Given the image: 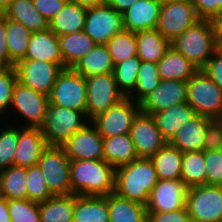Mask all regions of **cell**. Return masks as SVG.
<instances>
[{
    "label": "cell",
    "mask_w": 222,
    "mask_h": 222,
    "mask_svg": "<svg viewBox=\"0 0 222 222\" xmlns=\"http://www.w3.org/2000/svg\"><path fill=\"white\" fill-rule=\"evenodd\" d=\"M122 30L123 14L111 6L105 4L87 8L84 31L96 44H106Z\"/></svg>",
    "instance_id": "obj_13"
},
{
    "label": "cell",
    "mask_w": 222,
    "mask_h": 222,
    "mask_svg": "<svg viewBox=\"0 0 222 222\" xmlns=\"http://www.w3.org/2000/svg\"><path fill=\"white\" fill-rule=\"evenodd\" d=\"M212 119L197 114L186 122L169 142L182 153L204 150V136L207 124Z\"/></svg>",
    "instance_id": "obj_22"
},
{
    "label": "cell",
    "mask_w": 222,
    "mask_h": 222,
    "mask_svg": "<svg viewBox=\"0 0 222 222\" xmlns=\"http://www.w3.org/2000/svg\"><path fill=\"white\" fill-rule=\"evenodd\" d=\"M158 182L151 158L138 157L115 169V191L118 196L147 205L149 195Z\"/></svg>",
    "instance_id": "obj_2"
},
{
    "label": "cell",
    "mask_w": 222,
    "mask_h": 222,
    "mask_svg": "<svg viewBox=\"0 0 222 222\" xmlns=\"http://www.w3.org/2000/svg\"><path fill=\"white\" fill-rule=\"evenodd\" d=\"M70 161L61 146H48L39 159L37 165L53 196L72 194Z\"/></svg>",
    "instance_id": "obj_7"
},
{
    "label": "cell",
    "mask_w": 222,
    "mask_h": 222,
    "mask_svg": "<svg viewBox=\"0 0 222 222\" xmlns=\"http://www.w3.org/2000/svg\"><path fill=\"white\" fill-rule=\"evenodd\" d=\"M26 181L27 199L42 202L53 196L38 165L27 167Z\"/></svg>",
    "instance_id": "obj_42"
},
{
    "label": "cell",
    "mask_w": 222,
    "mask_h": 222,
    "mask_svg": "<svg viewBox=\"0 0 222 222\" xmlns=\"http://www.w3.org/2000/svg\"><path fill=\"white\" fill-rule=\"evenodd\" d=\"M222 90V47H220L202 68Z\"/></svg>",
    "instance_id": "obj_48"
},
{
    "label": "cell",
    "mask_w": 222,
    "mask_h": 222,
    "mask_svg": "<svg viewBox=\"0 0 222 222\" xmlns=\"http://www.w3.org/2000/svg\"><path fill=\"white\" fill-rule=\"evenodd\" d=\"M49 104L86 114V78L72 68H64L49 94Z\"/></svg>",
    "instance_id": "obj_10"
},
{
    "label": "cell",
    "mask_w": 222,
    "mask_h": 222,
    "mask_svg": "<svg viewBox=\"0 0 222 222\" xmlns=\"http://www.w3.org/2000/svg\"><path fill=\"white\" fill-rule=\"evenodd\" d=\"M74 194L52 196L39 202L40 222H73Z\"/></svg>",
    "instance_id": "obj_34"
},
{
    "label": "cell",
    "mask_w": 222,
    "mask_h": 222,
    "mask_svg": "<svg viewBox=\"0 0 222 222\" xmlns=\"http://www.w3.org/2000/svg\"><path fill=\"white\" fill-rule=\"evenodd\" d=\"M95 44L84 30L59 36L63 69L72 68Z\"/></svg>",
    "instance_id": "obj_32"
},
{
    "label": "cell",
    "mask_w": 222,
    "mask_h": 222,
    "mask_svg": "<svg viewBox=\"0 0 222 222\" xmlns=\"http://www.w3.org/2000/svg\"><path fill=\"white\" fill-rule=\"evenodd\" d=\"M109 222H147L146 206L111 193L106 196Z\"/></svg>",
    "instance_id": "obj_31"
},
{
    "label": "cell",
    "mask_w": 222,
    "mask_h": 222,
    "mask_svg": "<svg viewBox=\"0 0 222 222\" xmlns=\"http://www.w3.org/2000/svg\"><path fill=\"white\" fill-rule=\"evenodd\" d=\"M206 185L222 186V150H204Z\"/></svg>",
    "instance_id": "obj_45"
},
{
    "label": "cell",
    "mask_w": 222,
    "mask_h": 222,
    "mask_svg": "<svg viewBox=\"0 0 222 222\" xmlns=\"http://www.w3.org/2000/svg\"><path fill=\"white\" fill-rule=\"evenodd\" d=\"M187 103L199 115L222 119V90L202 69L187 81Z\"/></svg>",
    "instance_id": "obj_4"
},
{
    "label": "cell",
    "mask_w": 222,
    "mask_h": 222,
    "mask_svg": "<svg viewBox=\"0 0 222 222\" xmlns=\"http://www.w3.org/2000/svg\"><path fill=\"white\" fill-rule=\"evenodd\" d=\"M17 72L14 66L0 67V113L11 105L15 84L17 83Z\"/></svg>",
    "instance_id": "obj_44"
},
{
    "label": "cell",
    "mask_w": 222,
    "mask_h": 222,
    "mask_svg": "<svg viewBox=\"0 0 222 222\" xmlns=\"http://www.w3.org/2000/svg\"><path fill=\"white\" fill-rule=\"evenodd\" d=\"M137 56L141 61L158 63L171 47V43L157 30L136 32Z\"/></svg>",
    "instance_id": "obj_33"
},
{
    "label": "cell",
    "mask_w": 222,
    "mask_h": 222,
    "mask_svg": "<svg viewBox=\"0 0 222 222\" xmlns=\"http://www.w3.org/2000/svg\"><path fill=\"white\" fill-rule=\"evenodd\" d=\"M161 0H137L123 13L124 30L140 32L156 29Z\"/></svg>",
    "instance_id": "obj_20"
},
{
    "label": "cell",
    "mask_w": 222,
    "mask_h": 222,
    "mask_svg": "<svg viewBox=\"0 0 222 222\" xmlns=\"http://www.w3.org/2000/svg\"><path fill=\"white\" fill-rule=\"evenodd\" d=\"M182 157V151L167 142L151 158L158 180L181 179Z\"/></svg>",
    "instance_id": "obj_30"
},
{
    "label": "cell",
    "mask_w": 222,
    "mask_h": 222,
    "mask_svg": "<svg viewBox=\"0 0 222 222\" xmlns=\"http://www.w3.org/2000/svg\"><path fill=\"white\" fill-rule=\"evenodd\" d=\"M115 64L106 44H95L77 63L72 67L82 76L106 74L114 71Z\"/></svg>",
    "instance_id": "obj_26"
},
{
    "label": "cell",
    "mask_w": 222,
    "mask_h": 222,
    "mask_svg": "<svg viewBox=\"0 0 222 222\" xmlns=\"http://www.w3.org/2000/svg\"><path fill=\"white\" fill-rule=\"evenodd\" d=\"M147 213V222H193L186 207L172 212Z\"/></svg>",
    "instance_id": "obj_47"
},
{
    "label": "cell",
    "mask_w": 222,
    "mask_h": 222,
    "mask_svg": "<svg viewBox=\"0 0 222 222\" xmlns=\"http://www.w3.org/2000/svg\"><path fill=\"white\" fill-rule=\"evenodd\" d=\"M11 222H40L39 202L29 199L8 200Z\"/></svg>",
    "instance_id": "obj_41"
},
{
    "label": "cell",
    "mask_w": 222,
    "mask_h": 222,
    "mask_svg": "<svg viewBox=\"0 0 222 222\" xmlns=\"http://www.w3.org/2000/svg\"><path fill=\"white\" fill-rule=\"evenodd\" d=\"M106 45L115 65L137 55L135 32L122 30L114 35Z\"/></svg>",
    "instance_id": "obj_39"
},
{
    "label": "cell",
    "mask_w": 222,
    "mask_h": 222,
    "mask_svg": "<svg viewBox=\"0 0 222 222\" xmlns=\"http://www.w3.org/2000/svg\"><path fill=\"white\" fill-rule=\"evenodd\" d=\"M198 17L209 20L218 13V0H192Z\"/></svg>",
    "instance_id": "obj_50"
},
{
    "label": "cell",
    "mask_w": 222,
    "mask_h": 222,
    "mask_svg": "<svg viewBox=\"0 0 222 222\" xmlns=\"http://www.w3.org/2000/svg\"><path fill=\"white\" fill-rule=\"evenodd\" d=\"M104 138L92 124L75 132L61 147L70 160L103 159Z\"/></svg>",
    "instance_id": "obj_17"
},
{
    "label": "cell",
    "mask_w": 222,
    "mask_h": 222,
    "mask_svg": "<svg viewBox=\"0 0 222 222\" xmlns=\"http://www.w3.org/2000/svg\"><path fill=\"white\" fill-rule=\"evenodd\" d=\"M130 136L137 156L142 158H152L167 143L154 117L142 111L133 120Z\"/></svg>",
    "instance_id": "obj_14"
},
{
    "label": "cell",
    "mask_w": 222,
    "mask_h": 222,
    "mask_svg": "<svg viewBox=\"0 0 222 222\" xmlns=\"http://www.w3.org/2000/svg\"><path fill=\"white\" fill-rule=\"evenodd\" d=\"M82 116L87 117L82 111L49 104L40 126L48 146H61L75 132L82 129L86 125Z\"/></svg>",
    "instance_id": "obj_5"
},
{
    "label": "cell",
    "mask_w": 222,
    "mask_h": 222,
    "mask_svg": "<svg viewBox=\"0 0 222 222\" xmlns=\"http://www.w3.org/2000/svg\"><path fill=\"white\" fill-rule=\"evenodd\" d=\"M10 0H0V15H4L8 9Z\"/></svg>",
    "instance_id": "obj_56"
},
{
    "label": "cell",
    "mask_w": 222,
    "mask_h": 222,
    "mask_svg": "<svg viewBox=\"0 0 222 222\" xmlns=\"http://www.w3.org/2000/svg\"><path fill=\"white\" fill-rule=\"evenodd\" d=\"M23 59L40 60L57 63L63 68L60 53L59 36L52 30L32 32L26 55Z\"/></svg>",
    "instance_id": "obj_21"
},
{
    "label": "cell",
    "mask_w": 222,
    "mask_h": 222,
    "mask_svg": "<svg viewBox=\"0 0 222 222\" xmlns=\"http://www.w3.org/2000/svg\"><path fill=\"white\" fill-rule=\"evenodd\" d=\"M186 209L193 222H222V186L188 188Z\"/></svg>",
    "instance_id": "obj_8"
},
{
    "label": "cell",
    "mask_w": 222,
    "mask_h": 222,
    "mask_svg": "<svg viewBox=\"0 0 222 222\" xmlns=\"http://www.w3.org/2000/svg\"><path fill=\"white\" fill-rule=\"evenodd\" d=\"M18 141V128H7L0 132V171L14 165Z\"/></svg>",
    "instance_id": "obj_43"
},
{
    "label": "cell",
    "mask_w": 222,
    "mask_h": 222,
    "mask_svg": "<svg viewBox=\"0 0 222 222\" xmlns=\"http://www.w3.org/2000/svg\"><path fill=\"white\" fill-rule=\"evenodd\" d=\"M187 102V81L161 80L140 103V111L153 115L173 105Z\"/></svg>",
    "instance_id": "obj_18"
},
{
    "label": "cell",
    "mask_w": 222,
    "mask_h": 222,
    "mask_svg": "<svg viewBox=\"0 0 222 222\" xmlns=\"http://www.w3.org/2000/svg\"><path fill=\"white\" fill-rule=\"evenodd\" d=\"M18 81L34 91L49 96L63 68L57 63L21 59L15 64Z\"/></svg>",
    "instance_id": "obj_12"
},
{
    "label": "cell",
    "mask_w": 222,
    "mask_h": 222,
    "mask_svg": "<svg viewBox=\"0 0 222 222\" xmlns=\"http://www.w3.org/2000/svg\"><path fill=\"white\" fill-rule=\"evenodd\" d=\"M188 187L181 180H158L149 195L147 212H172L186 207Z\"/></svg>",
    "instance_id": "obj_16"
},
{
    "label": "cell",
    "mask_w": 222,
    "mask_h": 222,
    "mask_svg": "<svg viewBox=\"0 0 222 222\" xmlns=\"http://www.w3.org/2000/svg\"><path fill=\"white\" fill-rule=\"evenodd\" d=\"M141 62L140 58L136 55L116 64L114 67L113 74L116 83L125 97L131 95L136 86Z\"/></svg>",
    "instance_id": "obj_40"
},
{
    "label": "cell",
    "mask_w": 222,
    "mask_h": 222,
    "mask_svg": "<svg viewBox=\"0 0 222 222\" xmlns=\"http://www.w3.org/2000/svg\"><path fill=\"white\" fill-rule=\"evenodd\" d=\"M72 194L107 196L115 191V168L104 159L71 160Z\"/></svg>",
    "instance_id": "obj_1"
},
{
    "label": "cell",
    "mask_w": 222,
    "mask_h": 222,
    "mask_svg": "<svg viewBox=\"0 0 222 222\" xmlns=\"http://www.w3.org/2000/svg\"><path fill=\"white\" fill-rule=\"evenodd\" d=\"M68 0H33L36 9L48 20L53 19Z\"/></svg>",
    "instance_id": "obj_49"
},
{
    "label": "cell",
    "mask_w": 222,
    "mask_h": 222,
    "mask_svg": "<svg viewBox=\"0 0 222 222\" xmlns=\"http://www.w3.org/2000/svg\"><path fill=\"white\" fill-rule=\"evenodd\" d=\"M130 133L104 138L103 159L115 169L137 159Z\"/></svg>",
    "instance_id": "obj_29"
},
{
    "label": "cell",
    "mask_w": 222,
    "mask_h": 222,
    "mask_svg": "<svg viewBox=\"0 0 222 222\" xmlns=\"http://www.w3.org/2000/svg\"><path fill=\"white\" fill-rule=\"evenodd\" d=\"M85 8L105 5L107 0H68Z\"/></svg>",
    "instance_id": "obj_55"
},
{
    "label": "cell",
    "mask_w": 222,
    "mask_h": 222,
    "mask_svg": "<svg viewBox=\"0 0 222 222\" xmlns=\"http://www.w3.org/2000/svg\"><path fill=\"white\" fill-rule=\"evenodd\" d=\"M4 16L21 23L32 32L49 29L48 20L36 9L33 0H10Z\"/></svg>",
    "instance_id": "obj_28"
},
{
    "label": "cell",
    "mask_w": 222,
    "mask_h": 222,
    "mask_svg": "<svg viewBox=\"0 0 222 222\" xmlns=\"http://www.w3.org/2000/svg\"><path fill=\"white\" fill-rule=\"evenodd\" d=\"M0 222H11L8 211V200L0 195Z\"/></svg>",
    "instance_id": "obj_54"
},
{
    "label": "cell",
    "mask_w": 222,
    "mask_h": 222,
    "mask_svg": "<svg viewBox=\"0 0 222 222\" xmlns=\"http://www.w3.org/2000/svg\"><path fill=\"white\" fill-rule=\"evenodd\" d=\"M217 44L222 47V10L209 19Z\"/></svg>",
    "instance_id": "obj_52"
},
{
    "label": "cell",
    "mask_w": 222,
    "mask_h": 222,
    "mask_svg": "<svg viewBox=\"0 0 222 222\" xmlns=\"http://www.w3.org/2000/svg\"><path fill=\"white\" fill-rule=\"evenodd\" d=\"M222 10V0H218V12Z\"/></svg>",
    "instance_id": "obj_57"
},
{
    "label": "cell",
    "mask_w": 222,
    "mask_h": 222,
    "mask_svg": "<svg viewBox=\"0 0 222 222\" xmlns=\"http://www.w3.org/2000/svg\"><path fill=\"white\" fill-rule=\"evenodd\" d=\"M161 82L160 75L158 73V66L155 62L142 61L136 86L134 92L136 97L129 95L128 98L133 99L134 102L140 103L147 95H149Z\"/></svg>",
    "instance_id": "obj_38"
},
{
    "label": "cell",
    "mask_w": 222,
    "mask_h": 222,
    "mask_svg": "<svg viewBox=\"0 0 222 222\" xmlns=\"http://www.w3.org/2000/svg\"><path fill=\"white\" fill-rule=\"evenodd\" d=\"M124 98L113 72L86 77V116L90 120Z\"/></svg>",
    "instance_id": "obj_9"
},
{
    "label": "cell",
    "mask_w": 222,
    "mask_h": 222,
    "mask_svg": "<svg viewBox=\"0 0 222 222\" xmlns=\"http://www.w3.org/2000/svg\"><path fill=\"white\" fill-rule=\"evenodd\" d=\"M196 115L194 109L185 102L161 110L152 116L165 140L170 142L177 131Z\"/></svg>",
    "instance_id": "obj_23"
},
{
    "label": "cell",
    "mask_w": 222,
    "mask_h": 222,
    "mask_svg": "<svg viewBox=\"0 0 222 222\" xmlns=\"http://www.w3.org/2000/svg\"><path fill=\"white\" fill-rule=\"evenodd\" d=\"M137 0H107L106 4L111 6L118 13L123 14Z\"/></svg>",
    "instance_id": "obj_53"
},
{
    "label": "cell",
    "mask_w": 222,
    "mask_h": 222,
    "mask_svg": "<svg viewBox=\"0 0 222 222\" xmlns=\"http://www.w3.org/2000/svg\"><path fill=\"white\" fill-rule=\"evenodd\" d=\"M12 106L27 118L24 127L40 128L49 105V96L34 91L17 80L13 89Z\"/></svg>",
    "instance_id": "obj_15"
},
{
    "label": "cell",
    "mask_w": 222,
    "mask_h": 222,
    "mask_svg": "<svg viewBox=\"0 0 222 222\" xmlns=\"http://www.w3.org/2000/svg\"><path fill=\"white\" fill-rule=\"evenodd\" d=\"M32 31L21 23L6 18V37L10 60L16 64L26 55Z\"/></svg>",
    "instance_id": "obj_36"
},
{
    "label": "cell",
    "mask_w": 222,
    "mask_h": 222,
    "mask_svg": "<svg viewBox=\"0 0 222 222\" xmlns=\"http://www.w3.org/2000/svg\"><path fill=\"white\" fill-rule=\"evenodd\" d=\"M86 13L87 8L67 1L59 13L49 21V29L57 36L83 31Z\"/></svg>",
    "instance_id": "obj_25"
},
{
    "label": "cell",
    "mask_w": 222,
    "mask_h": 222,
    "mask_svg": "<svg viewBox=\"0 0 222 222\" xmlns=\"http://www.w3.org/2000/svg\"><path fill=\"white\" fill-rule=\"evenodd\" d=\"M73 222H109L106 196L74 194Z\"/></svg>",
    "instance_id": "obj_27"
},
{
    "label": "cell",
    "mask_w": 222,
    "mask_h": 222,
    "mask_svg": "<svg viewBox=\"0 0 222 222\" xmlns=\"http://www.w3.org/2000/svg\"><path fill=\"white\" fill-rule=\"evenodd\" d=\"M12 66H15V64L9 58L6 37V17L0 15V67Z\"/></svg>",
    "instance_id": "obj_51"
},
{
    "label": "cell",
    "mask_w": 222,
    "mask_h": 222,
    "mask_svg": "<svg viewBox=\"0 0 222 222\" xmlns=\"http://www.w3.org/2000/svg\"><path fill=\"white\" fill-rule=\"evenodd\" d=\"M125 97L107 111L97 114L91 119L98 133L103 138H111L130 133L133 120L140 111L139 103Z\"/></svg>",
    "instance_id": "obj_11"
},
{
    "label": "cell",
    "mask_w": 222,
    "mask_h": 222,
    "mask_svg": "<svg viewBox=\"0 0 222 222\" xmlns=\"http://www.w3.org/2000/svg\"><path fill=\"white\" fill-rule=\"evenodd\" d=\"M27 167L11 166L0 171V195L7 200L27 199Z\"/></svg>",
    "instance_id": "obj_35"
},
{
    "label": "cell",
    "mask_w": 222,
    "mask_h": 222,
    "mask_svg": "<svg viewBox=\"0 0 222 222\" xmlns=\"http://www.w3.org/2000/svg\"><path fill=\"white\" fill-rule=\"evenodd\" d=\"M171 46L199 69H202L220 48L210 21L202 19L177 37Z\"/></svg>",
    "instance_id": "obj_3"
},
{
    "label": "cell",
    "mask_w": 222,
    "mask_h": 222,
    "mask_svg": "<svg viewBox=\"0 0 222 222\" xmlns=\"http://www.w3.org/2000/svg\"><path fill=\"white\" fill-rule=\"evenodd\" d=\"M204 150H222V121L212 119L206 127Z\"/></svg>",
    "instance_id": "obj_46"
},
{
    "label": "cell",
    "mask_w": 222,
    "mask_h": 222,
    "mask_svg": "<svg viewBox=\"0 0 222 222\" xmlns=\"http://www.w3.org/2000/svg\"><path fill=\"white\" fill-rule=\"evenodd\" d=\"M200 20L192 0H164L156 29L172 43Z\"/></svg>",
    "instance_id": "obj_6"
},
{
    "label": "cell",
    "mask_w": 222,
    "mask_h": 222,
    "mask_svg": "<svg viewBox=\"0 0 222 222\" xmlns=\"http://www.w3.org/2000/svg\"><path fill=\"white\" fill-rule=\"evenodd\" d=\"M47 147L48 144L40 128H19L14 165L21 167L37 165L43 151Z\"/></svg>",
    "instance_id": "obj_19"
},
{
    "label": "cell",
    "mask_w": 222,
    "mask_h": 222,
    "mask_svg": "<svg viewBox=\"0 0 222 222\" xmlns=\"http://www.w3.org/2000/svg\"><path fill=\"white\" fill-rule=\"evenodd\" d=\"M181 180L188 188L206 184L204 150L183 153Z\"/></svg>",
    "instance_id": "obj_37"
},
{
    "label": "cell",
    "mask_w": 222,
    "mask_h": 222,
    "mask_svg": "<svg viewBox=\"0 0 222 222\" xmlns=\"http://www.w3.org/2000/svg\"><path fill=\"white\" fill-rule=\"evenodd\" d=\"M157 66L161 80L188 81L199 70L173 46L166 51Z\"/></svg>",
    "instance_id": "obj_24"
}]
</instances>
